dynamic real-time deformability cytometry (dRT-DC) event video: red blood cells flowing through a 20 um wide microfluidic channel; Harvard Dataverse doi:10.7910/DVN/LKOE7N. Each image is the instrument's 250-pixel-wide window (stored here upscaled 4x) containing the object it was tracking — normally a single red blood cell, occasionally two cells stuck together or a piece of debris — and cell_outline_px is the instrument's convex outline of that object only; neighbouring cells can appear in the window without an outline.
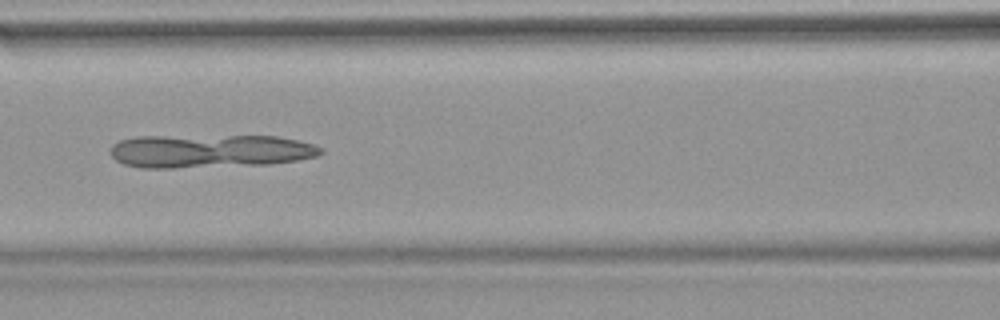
{"species": "common noctule bat (a hibernating species)", "species_latin": "Nyctalus noctula", "temperature_condition": "warm", "stored_images_in_passage": 52, "camera_frame_rate_fps": 3000, "um_per_image_px": 0.085, "animal": {"sex": "female", "body_mass_g": 18.4}, "frame": {"image": 1, "passage_image": 23, "time_ms": 7.333, "image_size_px": [1000, 320], "cell_outline_px": [[324, 152], [316, 156], [296, 160], [268, 164], [176, 168], [140, 168], [124, 164], [116, 160], [112, 156], [112, 144], [120, 140], [136, 136], [276, 136], [296, 140], [312, 144], [320, 148]], "centroid_in_image_um": [17.79, 12.84], "position_along_channel_um": 148.8, "area_um2": 40.81}}